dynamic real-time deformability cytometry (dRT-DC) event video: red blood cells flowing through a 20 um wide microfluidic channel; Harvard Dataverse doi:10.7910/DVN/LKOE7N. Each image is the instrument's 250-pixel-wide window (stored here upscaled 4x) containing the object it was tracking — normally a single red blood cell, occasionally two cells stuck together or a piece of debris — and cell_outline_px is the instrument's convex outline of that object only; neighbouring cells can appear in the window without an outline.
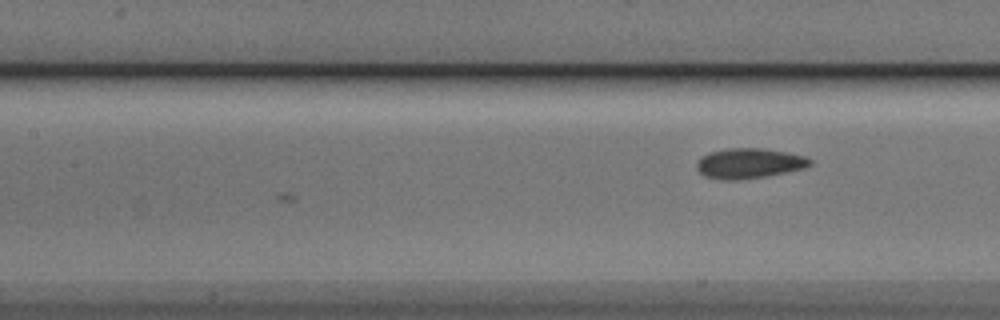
{"species": "Egyptian fruit bat (a non-hibernating species)", "species_latin": "Rousettus aegyptiacus", "temperature_condition": "cold", "stored_images_in_passage": 9, "camera_frame_rate_fps": 3000, "um_per_image_px": 0.085, "animal": {"sex": "male"}, "frame": {"image": 1, "passage_image": 9, "time_ms": 2.667, "image_size_px": [1000, 320], "cell_outline_px": [[812, 164], [804, 168], [764, 176], [736, 180], [728, 180], [704, 176], [696, 168], [696, 160], [700, 156], [708, 152], [724, 148], [760, 148], [784, 152], [804, 156], [812, 160]], "centroid_in_image_um": [63.61, 13.87], "position_along_channel_um": 143.8, "area_um2": 19.83}}